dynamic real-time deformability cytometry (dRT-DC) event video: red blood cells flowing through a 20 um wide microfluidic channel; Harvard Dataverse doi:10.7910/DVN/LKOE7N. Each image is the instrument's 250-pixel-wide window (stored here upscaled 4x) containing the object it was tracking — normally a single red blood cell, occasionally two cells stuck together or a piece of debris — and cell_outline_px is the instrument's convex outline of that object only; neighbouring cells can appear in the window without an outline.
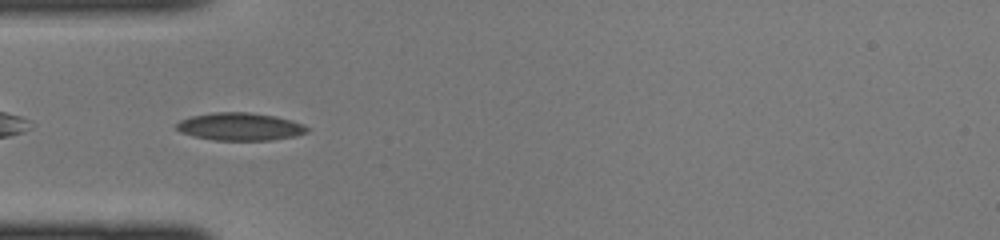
{"species": "common noctule bat (a hibernating species)", "species_latin": "Nyctalus noctula", "temperature_condition": "cold", "stored_images_in_passage": 29, "camera_frame_rate_fps": 3000, "um_per_image_px": 0.085, "animal": {"sex": "female", "body_mass_g": 22.0, "forearm_length_mm": 56.7}, "frame": {"image": 1, "passage_image": 2, "time_ms": 0.333, "image_size_px": [1000, 240], "cell_outline_px": [[308, 132], [296, 136], [272, 140], [216, 140], [192, 136], [180, 132], [176, 128], [176, 124], [180, 120], [192, 116], [212, 112], [248, 112], [276, 116], [292, 120], [304, 124], [308, 128]], "centroid_in_image_um": [20.41, 10.76], "position_along_channel_um": 64.6, "area_um2": 21.21}}
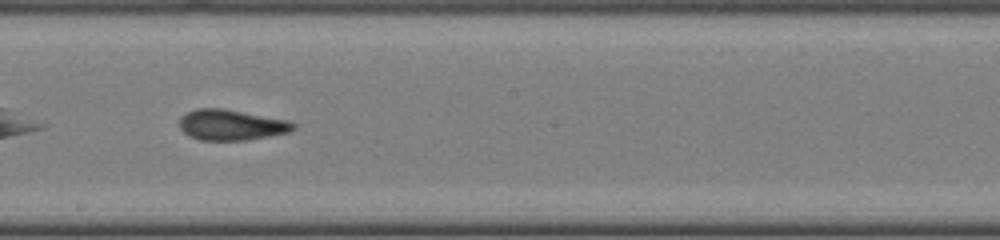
{"frame": {"image": 2, "passage_image": 13, "time_ms": 4.0, "image_size_px": [1000, 240], "cell_outline_px": [[296, 128], [292, 132], [244, 140], [200, 140], [188, 136], [180, 128], [180, 116], [196, 108], [224, 108], [292, 120], [296, 124]], "centroid_in_image_um": [19.71, 10.6], "position_along_channel_um": 228.5, "area_um2": 20.69}}
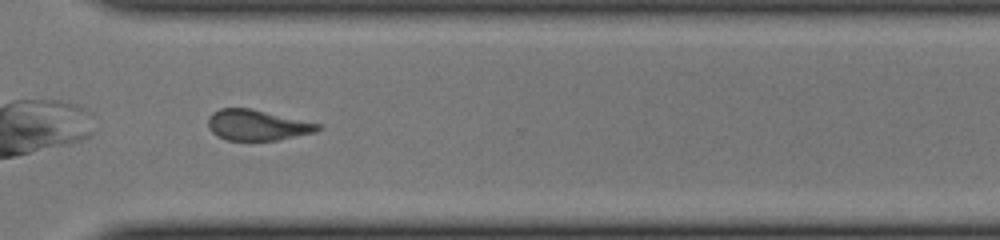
{"frame": {"image": 3, "passage_image": 21, "time_ms": 6.667, "image_size_px": [1000, 240], "cell_outline_px": [[320, 128], [316, 132], [276, 140], [228, 140], [216, 136], [208, 128], [208, 116], [212, 112], [220, 108], [252, 108], [320, 124]], "centroid_in_image_um": [21.81, 10.62], "position_along_channel_um": 348.8, "area_um2": 19.59}}